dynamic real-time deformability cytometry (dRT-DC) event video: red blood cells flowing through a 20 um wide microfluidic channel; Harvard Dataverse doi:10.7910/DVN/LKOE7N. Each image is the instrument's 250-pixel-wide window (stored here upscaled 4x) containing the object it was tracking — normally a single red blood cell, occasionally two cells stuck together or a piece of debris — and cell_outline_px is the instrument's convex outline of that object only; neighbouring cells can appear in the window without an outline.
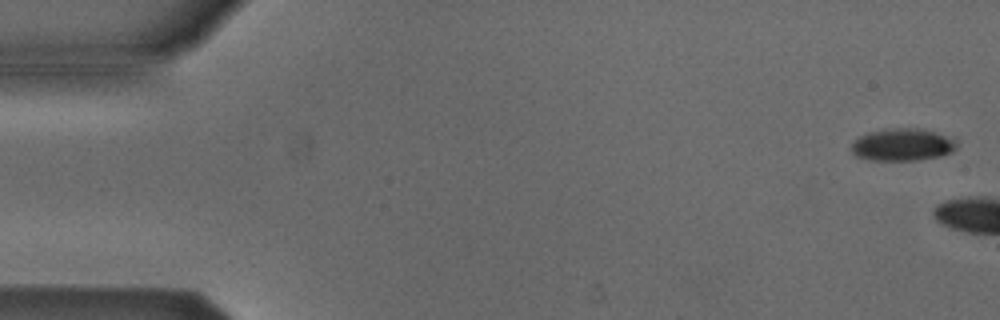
{"species": "Egyptian fruit bat (a non-hibernating species)", "species_latin": "Rousettus aegyptiacus", "temperature_condition": "cold", "stored_images_in_passage": 2, "camera_frame_rate_fps": 3000, "um_per_image_px": 0.085, "animal": {"sex": "male"}, "frame": {"image": 1, "passage_image": 1, "time_ms": 0.0, "image_size_px": [1000, 320], "cell_outline_px": [[956, 148], [952, 152], [940, 156], [916, 160], [868, 160], [856, 156], [852, 152], [852, 144], [860, 136], [868, 132], [888, 128], [920, 128], [956, 140]], "centroid_in_image_um": [76.68, 12.3], "position_along_channel_um": 8.3, "area_um2": 19.65}}